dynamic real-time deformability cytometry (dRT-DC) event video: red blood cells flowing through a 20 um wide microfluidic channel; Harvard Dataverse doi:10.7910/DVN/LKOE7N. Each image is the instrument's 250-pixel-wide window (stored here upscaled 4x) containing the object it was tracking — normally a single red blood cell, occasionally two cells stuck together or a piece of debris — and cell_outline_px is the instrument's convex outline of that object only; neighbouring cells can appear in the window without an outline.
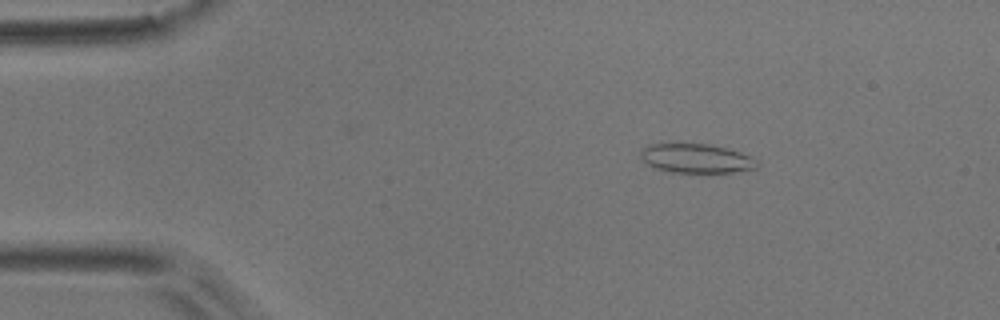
{"species": "common noctule bat (a hibernating species)", "species_latin": "Nyctalus noctula", "temperature_condition": "room temperature", "stored_images_in_passage": 52, "camera_frame_rate_fps": 3000, "um_per_image_px": 0.085, "animal": {"sex": "male", "body_mass_g": 17.9}, "frame": {"image": 1, "passage_image": 7, "time_ms": 2.0, "image_size_px": [1000, 320], "cell_outline_px": [[756, 168], [740, 172], [668, 172], [656, 168], [648, 164], [640, 156], [640, 152], [648, 144], [708, 144], [740, 152], [756, 160]], "centroid_in_image_um": [59.16, 13.47], "position_along_channel_um": 25.8, "area_um2": 19.48}}
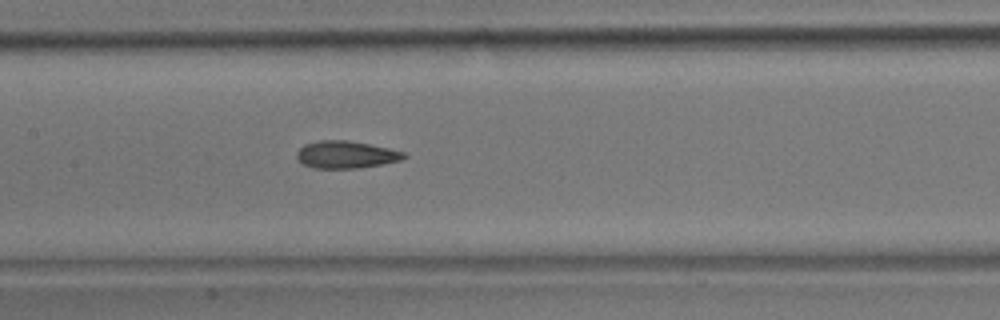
{"frame": {"image": 2, "passage_image": 24, "time_ms": 7.667, "image_size_px": [1000, 320], "cell_outline_px": [[408, 156], [404, 160], [360, 168], [312, 168], [296, 160], [296, 152], [304, 144], [320, 140], [348, 140], [388, 148], [404, 152]], "centroid_in_image_um": [29.4, 13.15], "position_along_channel_um": 178.0, "area_um2": 17.22}}
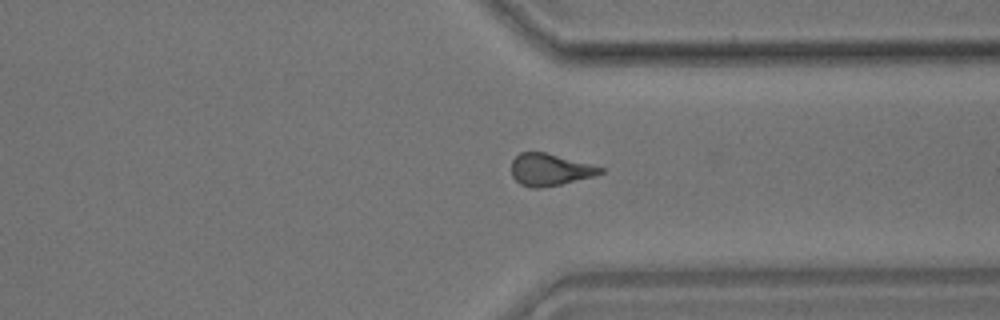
{"frame": {"image": 3, "passage_image": 39, "time_ms": 12.667, "image_size_px": [1000, 320], "cell_outline_px": [[604, 172], [592, 176], [560, 184], [540, 188], [532, 188], [520, 184], [512, 176], [512, 160], [520, 152], [544, 152], [592, 164], [604, 168]], "centroid_in_image_um": [46.72, 14.42], "position_along_channel_um": 364.7, "area_um2": 16.42}, "authors_computed_cell_mechanics": {"area_um2": 17.0799, "velocity_mm_per_s": 3.7507, "shape_relaxation_time_tau1_ms": 9.9654, "shape_relaxation_time_tau2_ms": 3.1117, "deformation_change_tau1": 0.2001, "deformation_change_tau2": 0.117}}